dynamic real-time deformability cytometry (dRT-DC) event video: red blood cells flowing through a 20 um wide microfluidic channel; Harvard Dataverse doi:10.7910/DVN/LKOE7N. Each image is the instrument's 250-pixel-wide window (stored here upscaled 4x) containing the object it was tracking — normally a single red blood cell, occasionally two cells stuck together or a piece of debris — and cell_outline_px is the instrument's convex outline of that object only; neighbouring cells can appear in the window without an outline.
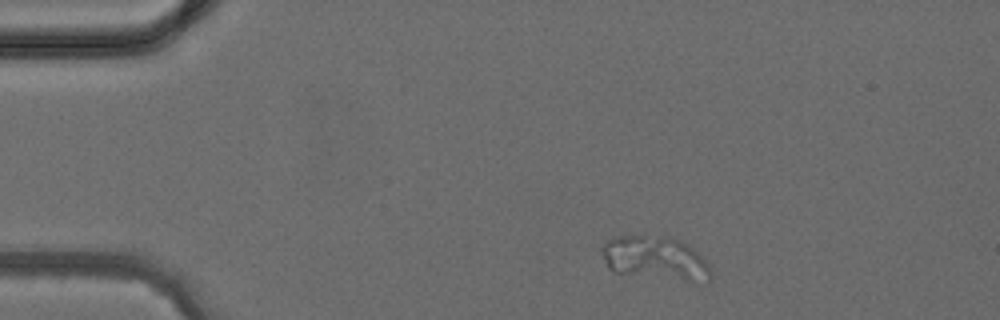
{"species": "common noctule bat (a hibernating species)", "species_latin": "Nyctalus noctula", "temperature_condition": "cold", "stored_images_in_passage": 2, "camera_frame_rate_fps": 3000, "um_per_image_px": 0.085, "animal": {"sex": "female", "body_mass_g": 24.6, "forearm_length_mm": 56.2}, "frame": {"image": 1, "passage_image": 1, "time_ms": 0.0, "image_size_px": [1000, 320], "cell_outline_px": [[712, 280], [708, 280], [616, 272], [608, 268], [600, 252], [600, 248], [608, 240], [616, 236], [644, 236], [680, 240], [688, 244], [708, 260], [712, 276]], "centroid_in_image_um": [55.68, 21.9], "position_along_channel_um": 29.3, "area_um2": 26.53}}